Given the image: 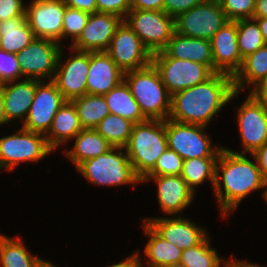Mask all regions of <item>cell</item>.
Masks as SVG:
<instances>
[{
	"label": "cell",
	"instance_id": "3",
	"mask_svg": "<svg viewBox=\"0 0 267 267\" xmlns=\"http://www.w3.org/2000/svg\"><path fill=\"white\" fill-rule=\"evenodd\" d=\"M124 81L147 120L168 119L171 95L152 62L146 67L124 73Z\"/></svg>",
	"mask_w": 267,
	"mask_h": 267
},
{
	"label": "cell",
	"instance_id": "30",
	"mask_svg": "<svg viewBox=\"0 0 267 267\" xmlns=\"http://www.w3.org/2000/svg\"><path fill=\"white\" fill-rule=\"evenodd\" d=\"M83 129H95L110 114L106 99L101 95L84 94L72 100Z\"/></svg>",
	"mask_w": 267,
	"mask_h": 267
},
{
	"label": "cell",
	"instance_id": "31",
	"mask_svg": "<svg viewBox=\"0 0 267 267\" xmlns=\"http://www.w3.org/2000/svg\"><path fill=\"white\" fill-rule=\"evenodd\" d=\"M40 260L24 247L20 237L0 234V267H36Z\"/></svg>",
	"mask_w": 267,
	"mask_h": 267
},
{
	"label": "cell",
	"instance_id": "9",
	"mask_svg": "<svg viewBox=\"0 0 267 267\" xmlns=\"http://www.w3.org/2000/svg\"><path fill=\"white\" fill-rule=\"evenodd\" d=\"M54 151L43 134L21 128L0 138V169L12 171L23 162H37Z\"/></svg>",
	"mask_w": 267,
	"mask_h": 267
},
{
	"label": "cell",
	"instance_id": "51",
	"mask_svg": "<svg viewBox=\"0 0 267 267\" xmlns=\"http://www.w3.org/2000/svg\"><path fill=\"white\" fill-rule=\"evenodd\" d=\"M225 267H252L248 261L244 260H235L234 258L231 259V262Z\"/></svg>",
	"mask_w": 267,
	"mask_h": 267
},
{
	"label": "cell",
	"instance_id": "48",
	"mask_svg": "<svg viewBox=\"0 0 267 267\" xmlns=\"http://www.w3.org/2000/svg\"><path fill=\"white\" fill-rule=\"evenodd\" d=\"M267 17V0H255L253 18Z\"/></svg>",
	"mask_w": 267,
	"mask_h": 267
},
{
	"label": "cell",
	"instance_id": "12",
	"mask_svg": "<svg viewBox=\"0 0 267 267\" xmlns=\"http://www.w3.org/2000/svg\"><path fill=\"white\" fill-rule=\"evenodd\" d=\"M61 91L52 80L45 83L36 79V91L22 128L46 135L53 118L65 103Z\"/></svg>",
	"mask_w": 267,
	"mask_h": 267
},
{
	"label": "cell",
	"instance_id": "22",
	"mask_svg": "<svg viewBox=\"0 0 267 267\" xmlns=\"http://www.w3.org/2000/svg\"><path fill=\"white\" fill-rule=\"evenodd\" d=\"M14 83V84H13ZM6 124L17 118L26 119L36 91V79H23L1 84Z\"/></svg>",
	"mask_w": 267,
	"mask_h": 267
},
{
	"label": "cell",
	"instance_id": "6",
	"mask_svg": "<svg viewBox=\"0 0 267 267\" xmlns=\"http://www.w3.org/2000/svg\"><path fill=\"white\" fill-rule=\"evenodd\" d=\"M124 21L152 55L163 51L175 32L174 17L164 11L131 9Z\"/></svg>",
	"mask_w": 267,
	"mask_h": 267
},
{
	"label": "cell",
	"instance_id": "24",
	"mask_svg": "<svg viewBox=\"0 0 267 267\" xmlns=\"http://www.w3.org/2000/svg\"><path fill=\"white\" fill-rule=\"evenodd\" d=\"M82 129L75 105L72 101H65L45 137L48 145L55 150L59 145L73 140Z\"/></svg>",
	"mask_w": 267,
	"mask_h": 267
},
{
	"label": "cell",
	"instance_id": "28",
	"mask_svg": "<svg viewBox=\"0 0 267 267\" xmlns=\"http://www.w3.org/2000/svg\"><path fill=\"white\" fill-rule=\"evenodd\" d=\"M104 97L111 114L119 115L134 124L147 120L124 80L105 94Z\"/></svg>",
	"mask_w": 267,
	"mask_h": 267
},
{
	"label": "cell",
	"instance_id": "26",
	"mask_svg": "<svg viewBox=\"0 0 267 267\" xmlns=\"http://www.w3.org/2000/svg\"><path fill=\"white\" fill-rule=\"evenodd\" d=\"M36 39L26 16L0 22V49L17 54Z\"/></svg>",
	"mask_w": 267,
	"mask_h": 267
},
{
	"label": "cell",
	"instance_id": "49",
	"mask_svg": "<svg viewBox=\"0 0 267 267\" xmlns=\"http://www.w3.org/2000/svg\"><path fill=\"white\" fill-rule=\"evenodd\" d=\"M253 19H255L257 21V23L259 24L264 41L267 44V17H265V18H253Z\"/></svg>",
	"mask_w": 267,
	"mask_h": 267
},
{
	"label": "cell",
	"instance_id": "17",
	"mask_svg": "<svg viewBox=\"0 0 267 267\" xmlns=\"http://www.w3.org/2000/svg\"><path fill=\"white\" fill-rule=\"evenodd\" d=\"M123 21V18L112 13H92L81 35L70 46L79 51L105 52Z\"/></svg>",
	"mask_w": 267,
	"mask_h": 267
},
{
	"label": "cell",
	"instance_id": "10",
	"mask_svg": "<svg viewBox=\"0 0 267 267\" xmlns=\"http://www.w3.org/2000/svg\"><path fill=\"white\" fill-rule=\"evenodd\" d=\"M228 21L218 0H204L177 15L174 25L175 32L180 35L211 40Z\"/></svg>",
	"mask_w": 267,
	"mask_h": 267
},
{
	"label": "cell",
	"instance_id": "42",
	"mask_svg": "<svg viewBox=\"0 0 267 267\" xmlns=\"http://www.w3.org/2000/svg\"><path fill=\"white\" fill-rule=\"evenodd\" d=\"M202 1L204 0H164L163 11L175 18L177 15L199 5Z\"/></svg>",
	"mask_w": 267,
	"mask_h": 267
},
{
	"label": "cell",
	"instance_id": "16",
	"mask_svg": "<svg viewBox=\"0 0 267 267\" xmlns=\"http://www.w3.org/2000/svg\"><path fill=\"white\" fill-rule=\"evenodd\" d=\"M66 5L64 0H33L26 6L27 22L36 38L61 43Z\"/></svg>",
	"mask_w": 267,
	"mask_h": 267
},
{
	"label": "cell",
	"instance_id": "1",
	"mask_svg": "<svg viewBox=\"0 0 267 267\" xmlns=\"http://www.w3.org/2000/svg\"><path fill=\"white\" fill-rule=\"evenodd\" d=\"M239 94L231 75L215 73L207 81L172 95L168 118L207 127L221 108Z\"/></svg>",
	"mask_w": 267,
	"mask_h": 267
},
{
	"label": "cell",
	"instance_id": "20",
	"mask_svg": "<svg viewBox=\"0 0 267 267\" xmlns=\"http://www.w3.org/2000/svg\"><path fill=\"white\" fill-rule=\"evenodd\" d=\"M153 180L157 184V198L161 210L167 216L182 215L183 210L191 205L194 192L188 187L181 175H146L142 182Z\"/></svg>",
	"mask_w": 267,
	"mask_h": 267
},
{
	"label": "cell",
	"instance_id": "45",
	"mask_svg": "<svg viewBox=\"0 0 267 267\" xmlns=\"http://www.w3.org/2000/svg\"><path fill=\"white\" fill-rule=\"evenodd\" d=\"M250 156L255 158L263 177L267 180V142L255 150Z\"/></svg>",
	"mask_w": 267,
	"mask_h": 267
},
{
	"label": "cell",
	"instance_id": "15",
	"mask_svg": "<svg viewBox=\"0 0 267 267\" xmlns=\"http://www.w3.org/2000/svg\"><path fill=\"white\" fill-rule=\"evenodd\" d=\"M69 48L74 56L63 60L61 48L52 80L66 101H72L86 94V79L89 71V52Z\"/></svg>",
	"mask_w": 267,
	"mask_h": 267
},
{
	"label": "cell",
	"instance_id": "25",
	"mask_svg": "<svg viewBox=\"0 0 267 267\" xmlns=\"http://www.w3.org/2000/svg\"><path fill=\"white\" fill-rule=\"evenodd\" d=\"M73 148L65 155L77 168L84 161L106 153L112 146L95 129H82L75 137Z\"/></svg>",
	"mask_w": 267,
	"mask_h": 267
},
{
	"label": "cell",
	"instance_id": "14",
	"mask_svg": "<svg viewBox=\"0 0 267 267\" xmlns=\"http://www.w3.org/2000/svg\"><path fill=\"white\" fill-rule=\"evenodd\" d=\"M238 108L237 123L243 149L241 154H252L267 142V106L250 94Z\"/></svg>",
	"mask_w": 267,
	"mask_h": 267
},
{
	"label": "cell",
	"instance_id": "44",
	"mask_svg": "<svg viewBox=\"0 0 267 267\" xmlns=\"http://www.w3.org/2000/svg\"><path fill=\"white\" fill-rule=\"evenodd\" d=\"M164 0H131V9L163 11Z\"/></svg>",
	"mask_w": 267,
	"mask_h": 267
},
{
	"label": "cell",
	"instance_id": "21",
	"mask_svg": "<svg viewBox=\"0 0 267 267\" xmlns=\"http://www.w3.org/2000/svg\"><path fill=\"white\" fill-rule=\"evenodd\" d=\"M124 80V72L106 52H89L86 94L104 96Z\"/></svg>",
	"mask_w": 267,
	"mask_h": 267
},
{
	"label": "cell",
	"instance_id": "53",
	"mask_svg": "<svg viewBox=\"0 0 267 267\" xmlns=\"http://www.w3.org/2000/svg\"><path fill=\"white\" fill-rule=\"evenodd\" d=\"M160 267H185L184 265H182L181 263H173V264H167V265H163Z\"/></svg>",
	"mask_w": 267,
	"mask_h": 267
},
{
	"label": "cell",
	"instance_id": "4",
	"mask_svg": "<svg viewBox=\"0 0 267 267\" xmlns=\"http://www.w3.org/2000/svg\"><path fill=\"white\" fill-rule=\"evenodd\" d=\"M167 147L165 120H146L134 124L125 150L133 171L140 180L154 168Z\"/></svg>",
	"mask_w": 267,
	"mask_h": 267
},
{
	"label": "cell",
	"instance_id": "27",
	"mask_svg": "<svg viewBox=\"0 0 267 267\" xmlns=\"http://www.w3.org/2000/svg\"><path fill=\"white\" fill-rule=\"evenodd\" d=\"M143 230L149 240L144 248L149 267H160L167 264L180 263L182 249L160 237L146 222Z\"/></svg>",
	"mask_w": 267,
	"mask_h": 267
},
{
	"label": "cell",
	"instance_id": "39",
	"mask_svg": "<svg viewBox=\"0 0 267 267\" xmlns=\"http://www.w3.org/2000/svg\"><path fill=\"white\" fill-rule=\"evenodd\" d=\"M19 78L23 77L16 54L0 49V83L14 82Z\"/></svg>",
	"mask_w": 267,
	"mask_h": 267
},
{
	"label": "cell",
	"instance_id": "46",
	"mask_svg": "<svg viewBox=\"0 0 267 267\" xmlns=\"http://www.w3.org/2000/svg\"><path fill=\"white\" fill-rule=\"evenodd\" d=\"M250 91V95L258 100H267V74L259 80Z\"/></svg>",
	"mask_w": 267,
	"mask_h": 267
},
{
	"label": "cell",
	"instance_id": "29",
	"mask_svg": "<svg viewBox=\"0 0 267 267\" xmlns=\"http://www.w3.org/2000/svg\"><path fill=\"white\" fill-rule=\"evenodd\" d=\"M267 74V44L243 59L241 69L233 77L234 90L241 93L245 87L254 86Z\"/></svg>",
	"mask_w": 267,
	"mask_h": 267
},
{
	"label": "cell",
	"instance_id": "38",
	"mask_svg": "<svg viewBox=\"0 0 267 267\" xmlns=\"http://www.w3.org/2000/svg\"><path fill=\"white\" fill-rule=\"evenodd\" d=\"M228 20L252 19L255 0H218Z\"/></svg>",
	"mask_w": 267,
	"mask_h": 267
},
{
	"label": "cell",
	"instance_id": "23",
	"mask_svg": "<svg viewBox=\"0 0 267 267\" xmlns=\"http://www.w3.org/2000/svg\"><path fill=\"white\" fill-rule=\"evenodd\" d=\"M169 57L190 60L207 65L213 71L211 41L186 37L174 32L172 38L163 50Z\"/></svg>",
	"mask_w": 267,
	"mask_h": 267
},
{
	"label": "cell",
	"instance_id": "37",
	"mask_svg": "<svg viewBox=\"0 0 267 267\" xmlns=\"http://www.w3.org/2000/svg\"><path fill=\"white\" fill-rule=\"evenodd\" d=\"M184 159L175 151L168 148L157 159L154 168L147 175H180Z\"/></svg>",
	"mask_w": 267,
	"mask_h": 267
},
{
	"label": "cell",
	"instance_id": "50",
	"mask_svg": "<svg viewBox=\"0 0 267 267\" xmlns=\"http://www.w3.org/2000/svg\"><path fill=\"white\" fill-rule=\"evenodd\" d=\"M6 124V116L4 110V98L2 90L0 89V126Z\"/></svg>",
	"mask_w": 267,
	"mask_h": 267
},
{
	"label": "cell",
	"instance_id": "2",
	"mask_svg": "<svg viewBox=\"0 0 267 267\" xmlns=\"http://www.w3.org/2000/svg\"><path fill=\"white\" fill-rule=\"evenodd\" d=\"M266 181L254 157L251 161L245 154L223 147L217 158L213 186L222 217L235 211L253 191L264 188Z\"/></svg>",
	"mask_w": 267,
	"mask_h": 267
},
{
	"label": "cell",
	"instance_id": "34",
	"mask_svg": "<svg viewBox=\"0 0 267 267\" xmlns=\"http://www.w3.org/2000/svg\"><path fill=\"white\" fill-rule=\"evenodd\" d=\"M207 236L200 244L182 250L180 263L185 267H225L231 260H223L219 257L215 248L210 246ZM222 262V263H221Z\"/></svg>",
	"mask_w": 267,
	"mask_h": 267
},
{
	"label": "cell",
	"instance_id": "7",
	"mask_svg": "<svg viewBox=\"0 0 267 267\" xmlns=\"http://www.w3.org/2000/svg\"><path fill=\"white\" fill-rule=\"evenodd\" d=\"M152 63L170 95L203 83L215 73L207 66L190 60L169 57L164 51L152 55Z\"/></svg>",
	"mask_w": 267,
	"mask_h": 267
},
{
	"label": "cell",
	"instance_id": "32",
	"mask_svg": "<svg viewBox=\"0 0 267 267\" xmlns=\"http://www.w3.org/2000/svg\"><path fill=\"white\" fill-rule=\"evenodd\" d=\"M218 157L190 158L183 161L181 176L188 187L194 192L198 185L210 180L212 187L215 182V166Z\"/></svg>",
	"mask_w": 267,
	"mask_h": 267
},
{
	"label": "cell",
	"instance_id": "52",
	"mask_svg": "<svg viewBox=\"0 0 267 267\" xmlns=\"http://www.w3.org/2000/svg\"><path fill=\"white\" fill-rule=\"evenodd\" d=\"M36 267H56V266H54L53 263L50 262V261H48V260L46 261V260H44V259H41V260L37 263Z\"/></svg>",
	"mask_w": 267,
	"mask_h": 267
},
{
	"label": "cell",
	"instance_id": "41",
	"mask_svg": "<svg viewBox=\"0 0 267 267\" xmlns=\"http://www.w3.org/2000/svg\"><path fill=\"white\" fill-rule=\"evenodd\" d=\"M23 0H0V22L10 18L26 16Z\"/></svg>",
	"mask_w": 267,
	"mask_h": 267
},
{
	"label": "cell",
	"instance_id": "33",
	"mask_svg": "<svg viewBox=\"0 0 267 267\" xmlns=\"http://www.w3.org/2000/svg\"><path fill=\"white\" fill-rule=\"evenodd\" d=\"M134 123L115 114H108L99 122L95 130L112 147L125 148L129 142Z\"/></svg>",
	"mask_w": 267,
	"mask_h": 267
},
{
	"label": "cell",
	"instance_id": "43",
	"mask_svg": "<svg viewBox=\"0 0 267 267\" xmlns=\"http://www.w3.org/2000/svg\"><path fill=\"white\" fill-rule=\"evenodd\" d=\"M66 6L89 14L97 12L96 0H64Z\"/></svg>",
	"mask_w": 267,
	"mask_h": 267
},
{
	"label": "cell",
	"instance_id": "35",
	"mask_svg": "<svg viewBox=\"0 0 267 267\" xmlns=\"http://www.w3.org/2000/svg\"><path fill=\"white\" fill-rule=\"evenodd\" d=\"M236 24L238 48L242 59L266 45L255 19H239L236 20Z\"/></svg>",
	"mask_w": 267,
	"mask_h": 267
},
{
	"label": "cell",
	"instance_id": "36",
	"mask_svg": "<svg viewBox=\"0 0 267 267\" xmlns=\"http://www.w3.org/2000/svg\"><path fill=\"white\" fill-rule=\"evenodd\" d=\"M89 15L87 12L66 6L62 27V39L71 37L74 43L86 26Z\"/></svg>",
	"mask_w": 267,
	"mask_h": 267
},
{
	"label": "cell",
	"instance_id": "8",
	"mask_svg": "<svg viewBox=\"0 0 267 267\" xmlns=\"http://www.w3.org/2000/svg\"><path fill=\"white\" fill-rule=\"evenodd\" d=\"M165 132L168 148L175 151L184 160L218 157L223 148L212 146L204 126L180 123L168 118L165 120Z\"/></svg>",
	"mask_w": 267,
	"mask_h": 267
},
{
	"label": "cell",
	"instance_id": "13",
	"mask_svg": "<svg viewBox=\"0 0 267 267\" xmlns=\"http://www.w3.org/2000/svg\"><path fill=\"white\" fill-rule=\"evenodd\" d=\"M105 52L124 73L146 67L152 62V54L125 21L117 28Z\"/></svg>",
	"mask_w": 267,
	"mask_h": 267
},
{
	"label": "cell",
	"instance_id": "55",
	"mask_svg": "<svg viewBox=\"0 0 267 267\" xmlns=\"http://www.w3.org/2000/svg\"><path fill=\"white\" fill-rule=\"evenodd\" d=\"M252 267H264V266H260V265H257V264H254V263H249Z\"/></svg>",
	"mask_w": 267,
	"mask_h": 267
},
{
	"label": "cell",
	"instance_id": "47",
	"mask_svg": "<svg viewBox=\"0 0 267 267\" xmlns=\"http://www.w3.org/2000/svg\"><path fill=\"white\" fill-rule=\"evenodd\" d=\"M139 255L140 254L137 251L135 253L133 252L130 257H127V259L108 267H143L144 264H142L143 262L141 261V256Z\"/></svg>",
	"mask_w": 267,
	"mask_h": 267
},
{
	"label": "cell",
	"instance_id": "5",
	"mask_svg": "<svg viewBox=\"0 0 267 267\" xmlns=\"http://www.w3.org/2000/svg\"><path fill=\"white\" fill-rule=\"evenodd\" d=\"M125 148L112 147L106 153L81 163L76 170L94 185L119 186L141 183L133 171Z\"/></svg>",
	"mask_w": 267,
	"mask_h": 267
},
{
	"label": "cell",
	"instance_id": "40",
	"mask_svg": "<svg viewBox=\"0 0 267 267\" xmlns=\"http://www.w3.org/2000/svg\"><path fill=\"white\" fill-rule=\"evenodd\" d=\"M97 12L112 13L125 19L131 10V0H96Z\"/></svg>",
	"mask_w": 267,
	"mask_h": 267
},
{
	"label": "cell",
	"instance_id": "11",
	"mask_svg": "<svg viewBox=\"0 0 267 267\" xmlns=\"http://www.w3.org/2000/svg\"><path fill=\"white\" fill-rule=\"evenodd\" d=\"M62 47L56 41L36 38L16 54L22 77L53 80Z\"/></svg>",
	"mask_w": 267,
	"mask_h": 267
},
{
	"label": "cell",
	"instance_id": "18",
	"mask_svg": "<svg viewBox=\"0 0 267 267\" xmlns=\"http://www.w3.org/2000/svg\"><path fill=\"white\" fill-rule=\"evenodd\" d=\"M143 222H146L160 237L182 250L200 244L207 237L204 228L181 216L145 218Z\"/></svg>",
	"mask_w": 267,
	"mask_h": 267
},
{
	"label": "cell",
	"instance_id": "19",
	"mask_svg": "<svg viewBox=\"0 0 267 267\" xmlns=\"http://www.w3.org/2000/svg\"><path fill=\"white\" fill-rule=\"evenodd\" d=\"M210 41L213 72L234 77L243 64L238 48L236 21L229 20Z\"/></svg>",
	"mask_w": 267,
	"mask_h": 267
},
{
	"label": "cell",
	"instance_id": "54",
	"mask_svg": "<svg viewBox=\"0 0 267 267\" xmlns=\"http://www.w3.org/2000/svg\"><path fill=\"white\" fill-rule=\"evenodd\" d=\"M264 188H265V190H264V192H263V199H265L266 202H267V181H266V183H265Z\"/></svg>",
	"mask_w": 267,
	"mask_h": 267
}]
</instances>
